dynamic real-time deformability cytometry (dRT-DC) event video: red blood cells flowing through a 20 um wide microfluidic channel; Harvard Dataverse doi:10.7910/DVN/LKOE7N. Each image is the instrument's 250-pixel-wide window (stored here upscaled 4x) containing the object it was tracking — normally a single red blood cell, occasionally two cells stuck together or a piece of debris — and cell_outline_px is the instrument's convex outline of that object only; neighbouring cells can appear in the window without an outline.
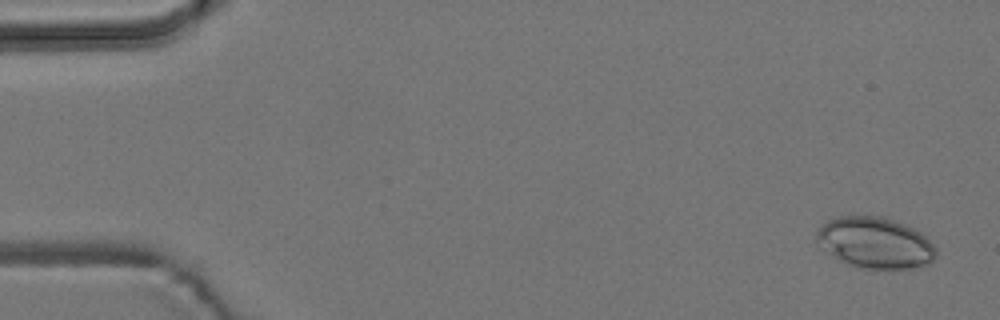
{"species": "common noctule bat (a hibernating species)", "species_latin": "Nyctalus noctula", "temperature_condition": "room temperature", "stored_images_in_passage": 4, "camera_frame_rate_fps": 3000, "um_per_image_px": 0.085, "animal": {"sex": "male", "body_mass_g": 19.2, "forearm_length_mm": 51.8}, "frame": {"image": 1, "passage_image": 1, "time_ms": 0.0, "image_size_px": [1000, 320], "cell_outline_px": [[936, 256], [928, 264], [912, 268], [856, 268], [832, 256], [816, 240], [816, 232], [828, 220], [852, 212], [888, 216], [920, 232], [936, 248]], "centroid_in_image_um": [74.36, 20.58], "position_along_channel_um": 10.6, "area_um2": 36.07}}